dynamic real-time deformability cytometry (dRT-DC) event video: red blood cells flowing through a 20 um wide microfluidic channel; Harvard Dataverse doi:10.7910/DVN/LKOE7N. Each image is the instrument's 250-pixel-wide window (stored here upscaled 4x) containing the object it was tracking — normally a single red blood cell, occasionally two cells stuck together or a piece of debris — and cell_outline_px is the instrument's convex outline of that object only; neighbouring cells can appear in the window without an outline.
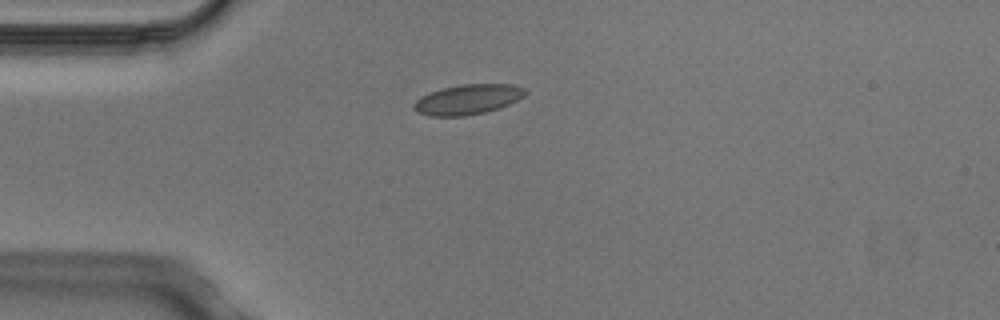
{"species": "Egyptian fruit bat (a non-hibernating species)", "species_latin": "Rousettus aegyptiacus", "temperature_condition": "cold", "stored_images_in_passage": 6, "camera_frame_rate_fps": 3000, "um_per_image_px": 0.085, "animal": {"sex": "male"}, "frame": {"image": 1, "passage_image": 3, "time_ms": 0.667, "image_size_px": [1000, 320], "cell_outline_px": [[528, 92], [524, 96], [500, 108], [484, 112], [464, 116], [428, 116], [416, 112], [412, 108], [412, 104], [420, 96], [444, 88], [464, 84], [512, 84], [524, 88]], "centroid_in_image_um": [39.74, 8.46], "position_along_channel_um": 45.3, "area_um2": 19.48}}